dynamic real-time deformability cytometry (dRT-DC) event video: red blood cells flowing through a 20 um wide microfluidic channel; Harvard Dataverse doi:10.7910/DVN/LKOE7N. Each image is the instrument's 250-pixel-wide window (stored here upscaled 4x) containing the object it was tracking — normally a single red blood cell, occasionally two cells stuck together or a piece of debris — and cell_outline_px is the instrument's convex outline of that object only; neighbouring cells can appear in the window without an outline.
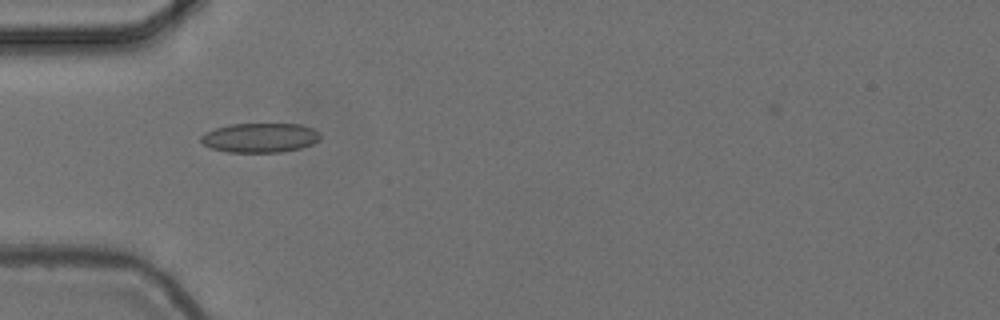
{"species": "common noctule bat (a hibernating species)", "species_latin": "Nyctalus noctula", "temperature_condition": "cold", "stored_images_in_passage": 35, "camera_frame_rate_fps": 3000, "um_per_image_px": 0.085, "animal": {"sex": "female", "body_mass_g": 24.6, "forearm_length_mm": 56.2}, "frame": {"image": 1, "passage_image": 2, "time_ms": 0.333, "image_size_px": [1000, 320], "cell_outline_px": [[320, 140], [312, 144], [300, 148], [280, 152], [228, 152], [212, 148], [204, 144], [200, 140], [200, 136], [204, 132], [228, 124], [300, 124], [312, 128], [320, 132]], "centroid_in_image_um": [22.1, 11.7], "position_along_channel_um": 62.9, "area_um2": 20.52}}
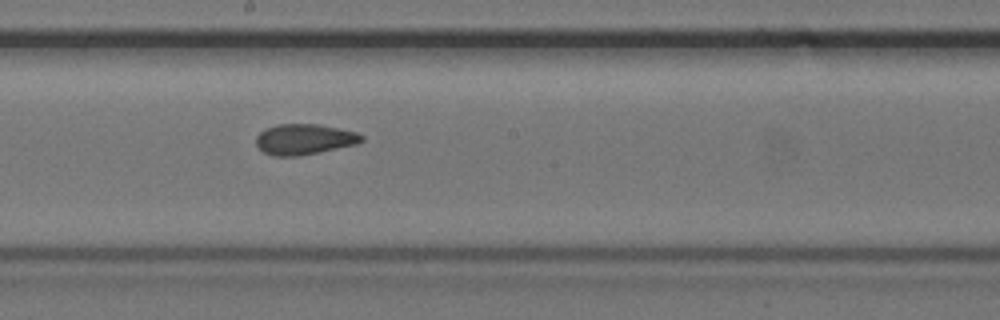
{"frame": {"image": 2, "passage_image": 15, "time_ms": 4.667, "image_size_px": [1000, 320], "cell_outline_px": [[364, 140], [356, 144], [296, 156], [272, 156], [264, 152], [256, 144], [256, 136], [264, 128], [276, 124], [320, 124], [356, 132], [364, 136]], "centroid_in_image_um": [25.83, 11.82], "position_along_channel_um": 222.4, "area_um2": 18.73}}
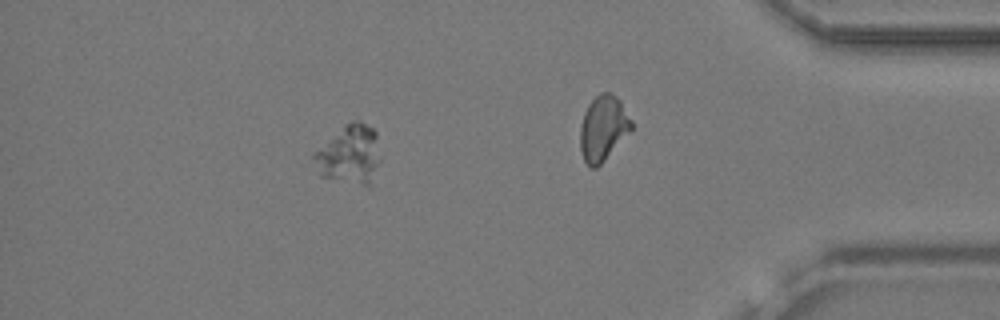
{"frame": {"image": 3, "passage_image": 29, "time_ms": 9.333, "image_size_px": [1000, 320], "cell_outline_px": [[380, 160], [368, 188], [320, 176], [312, 156], [312, 152], [344, 124], [356, 120], [360, 120], [372, 128], [376, 132]], "centroid_in_image_um": [29.69, 13.15], "position_along_channel_um": 405.5, "area_um2": 23.12}, "authors_computed_cell_mechanics": {"area_um2": 19.4786, "velocity_mm_per_s": 3.7145, "shape_relaxation_time_tau1_ms": null, "shape_relaxation_time_tau2_ms": 2.0432, "deformation_change_tau1": null, "deformation_change_tau2": 0.0788}}